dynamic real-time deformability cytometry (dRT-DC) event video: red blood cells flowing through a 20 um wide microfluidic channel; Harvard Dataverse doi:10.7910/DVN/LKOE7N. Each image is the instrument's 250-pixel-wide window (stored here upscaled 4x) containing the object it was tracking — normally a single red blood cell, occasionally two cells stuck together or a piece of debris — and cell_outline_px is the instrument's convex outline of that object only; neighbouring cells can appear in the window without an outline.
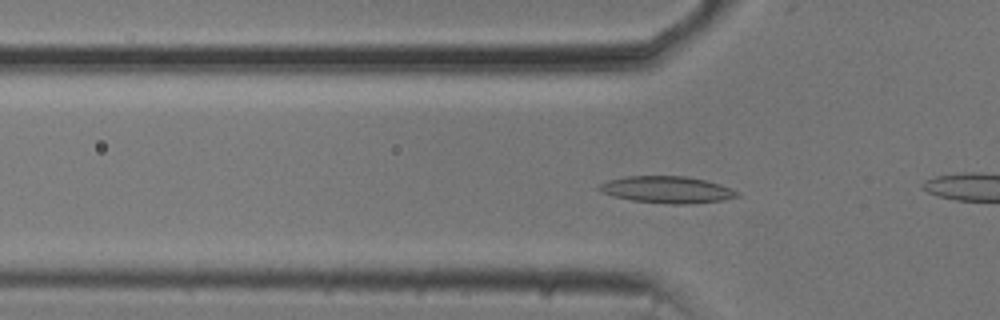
{"species": "common noctule bat (a hibernating species)", "species_latin": "Nyctalus noctula", "temperature_condition": "cold", "stored_images_in_passage": 38, "camera_frame_rate_fps": 3000, "um_per_image_px": 0.085, "animal": {"sex": "male", "body_mass_g": 20.5, "forearm_length_mm": 52.5}, "frame": {"image": 1, "passage_image": 9, "time_ms": 2.667, "image_size_px": [1000, 320], "cell_outline_px": [[740, 196], [724, 200], [692, 204], [672, 204], [632, 200], [612, 196], [600, 192], [596, 188], [600, 184], [608, 180], [628, 176], [688, 176], [720, 184], [740, 192]], "centroid_in_image_um": [56.7, 16.12], "position_along_channel_um": 69.1, "area_um2": 21.68}}
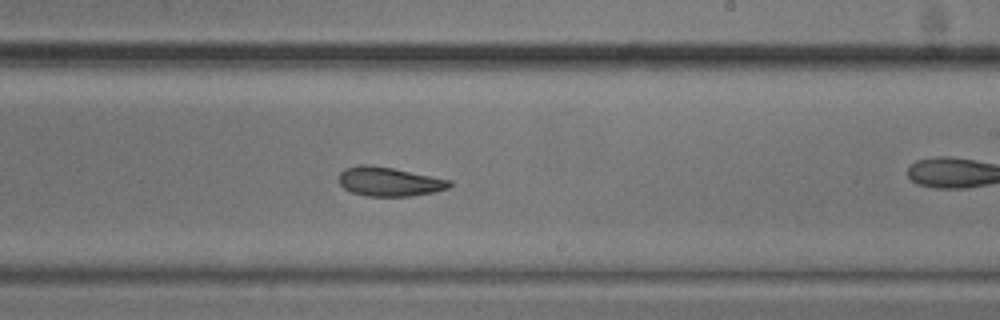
{"frame": {"image": 2, "passage_image": 24, "time_ms": 7.667, "image_size_px": [1000, 320], "cell_outline_px": [[452, 184], [448, 188], [432, 192], [412, 196], [368, 196], [352, 192], [344, 188], [340, 184], [340, 172], [344, 168], [360, 164], [364, 164], [392, 168], [452, 180]], "centroid_in_image_um": [33.08, 15.43], "position_along_channel_um": 255.9, "area_um2": 18.61}}
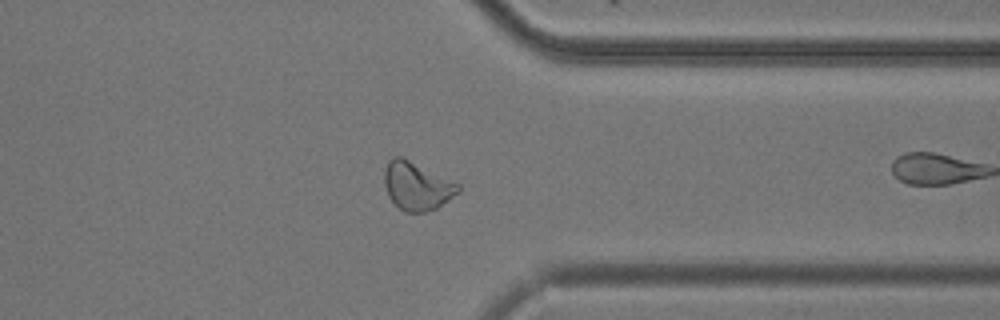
{"frame": {"image": 3, "passage_image": 34, "time_ms": 11.0, "image_size_px": [1000, 320], "cell_outline_px": [[460, 192], [436, 208], [424, 212], [404, 212], [388, 196], [384, 184], [384, 172], [388, 160], [392, 156], [400, 156], [460, 184]], "centroid_in_image_um": [35.42, 15.81], "position_along_channel_um": 376.0, "area_um2": 20.52}}